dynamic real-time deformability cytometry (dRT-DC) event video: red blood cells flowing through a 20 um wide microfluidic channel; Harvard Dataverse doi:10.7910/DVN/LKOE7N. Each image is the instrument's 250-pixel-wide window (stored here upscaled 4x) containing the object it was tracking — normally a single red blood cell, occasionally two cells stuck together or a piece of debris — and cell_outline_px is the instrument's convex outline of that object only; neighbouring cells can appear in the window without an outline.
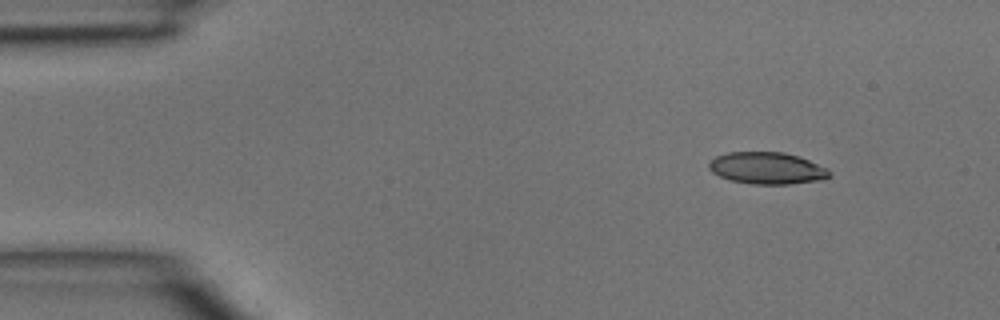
{"species": "common noctule bat (a hibernating species)", "species_latin": "Nyctalus noctula", "temperature_condition": "room temperature", "stored_images_in_passage": 3, "camera_frame_rate_fps": 3000, "um_per_image_px": 0.085, "animal": {"sex": "male", "body_mass_g": 15.6}, "frame": {"image": 1, "passage_image": 1, "time_ms": 0.0, "image_size_px": [1000, 320], "cell_outline_px": [[832, 176], [824, 180], [788, 184], [752, 184], [728, 180], [712, 172], [708, 168], [708, 164], [716, 156], [728, 152], [784, 152], [808, 160], [828, 168], [832, 172]], "centroid_in_image_um": [65.22, 14.3], "position_along_channel_um": 19.8, "area_um2": 22.54}}
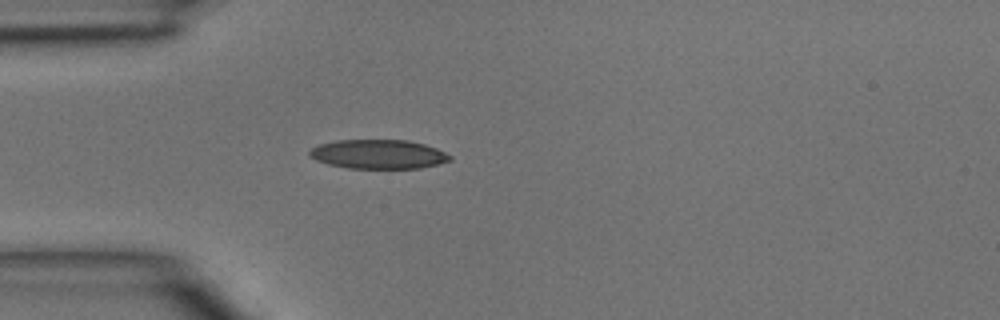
{"frame": {"image": 2, "passage_image": 3, "time_ms": 0.667, "image_size_px": [1000, 320], "cell_outline_px": [[452, 160], [420, 168], [348, 168], [328, 164], [316, 160], [308, 156], [308, 152], [312, 148], [320, 144], [336, 140], [408, 140], [424, 144], [436, 148], [452, 156]], "centroid_in_image_um": [32.14, 13.1], "position_along_channel_um": 52.9, "area_um2": 23.81}}